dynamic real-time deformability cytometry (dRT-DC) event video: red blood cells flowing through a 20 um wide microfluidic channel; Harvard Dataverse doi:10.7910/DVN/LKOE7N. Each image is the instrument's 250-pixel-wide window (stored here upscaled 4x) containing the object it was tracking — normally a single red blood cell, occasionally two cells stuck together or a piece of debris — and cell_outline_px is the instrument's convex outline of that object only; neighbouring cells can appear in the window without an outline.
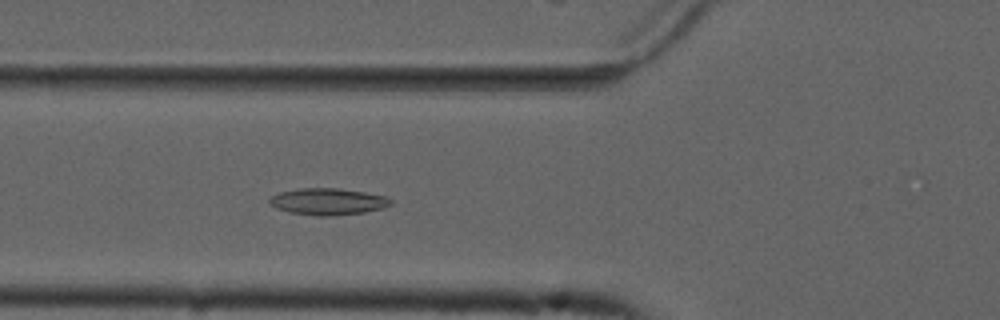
{"species": "common noctule bat (a hibernating species)", "species_latin": "Nyctalus noctula", "temperature_condition": "cold", "stored_images_in_passage": 55, "camera_frame_rate_fps": 3000, "um_per_image_px": 0.085, "animal": {"sex": "male", "forearm_length_mm": 52.5}, "frame": {"image": 1, "passage_image": 20, "time_ms": 6.333, "image_size_px": [1000, 320], "cell_outline_px": [[392, 204], [384, 208], [364, 212], [332, 216], [316, 216], [288, 212], [276, 208], [268, 200], [272, 196], [280, 192], [300, 188], [340, 188], [364, 192], [384, 196], [392, 200]], "centroid_in_image_um": [27.88, 17.14], "position_along_channel_um": 97.9, "area_um2": 18.84}}
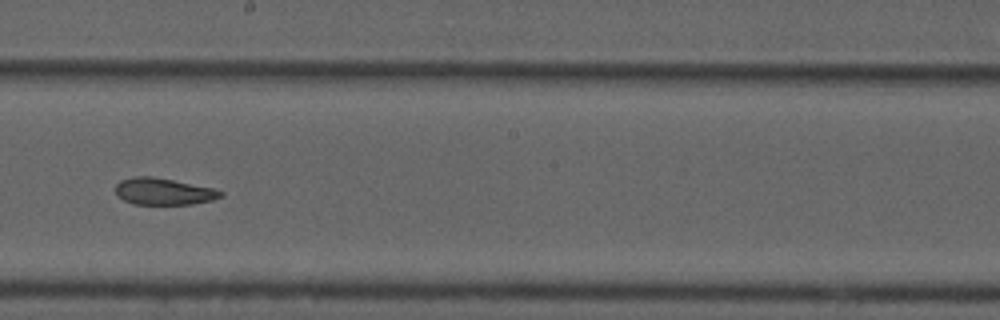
{"frame": {"image": 2, "passage_image": 31, "time_ms": 10.0, "image_size_px": [1000, 320], "cell_outline_px": [[224, 196], [212, 200], [192, 204], [132, 204], [116, 196], [116, 184], [120, 180], [132, 176], [148, 176], [172, 180], [216, 188], [224, 192]], "centroid_in_image_um": [13.91, 16.27], "position_along_channel_um": 234.3, "area_um2": 16.53}}
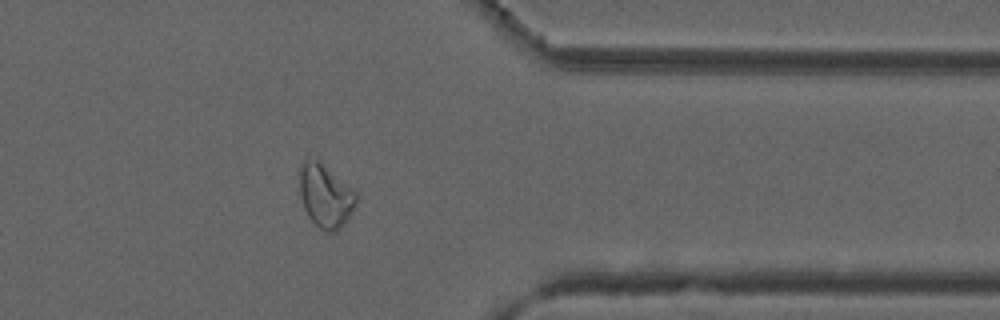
{"frame": {"image": 3, "passage_image": 44, "time_ms": 14.333, "image_size_px": [1000, 320], "cell_outline_px": [[356, 204], [352, 212], [344, 224], [336, 232], [324, 232], [308, 216], [304, 208], [300, 196], [300, 164], [304, 160], [316, 160], [356, 192]], "centroid_in_image_um": [27.65, 16.7], "position_along_channel_um": 383.8, "area_um2": 20.35}, "authors_computed_cell_mechanics": {"area_um2": 18.9584, "velocity_mm_per_s": 3.7195, "shape_relaxation_time_tau1_ms": null, "shape_relaxation_time_tau2_ms": 4.9389, "deformation_change_tau1": null, "deformation_change_tau2": 0.1222}}